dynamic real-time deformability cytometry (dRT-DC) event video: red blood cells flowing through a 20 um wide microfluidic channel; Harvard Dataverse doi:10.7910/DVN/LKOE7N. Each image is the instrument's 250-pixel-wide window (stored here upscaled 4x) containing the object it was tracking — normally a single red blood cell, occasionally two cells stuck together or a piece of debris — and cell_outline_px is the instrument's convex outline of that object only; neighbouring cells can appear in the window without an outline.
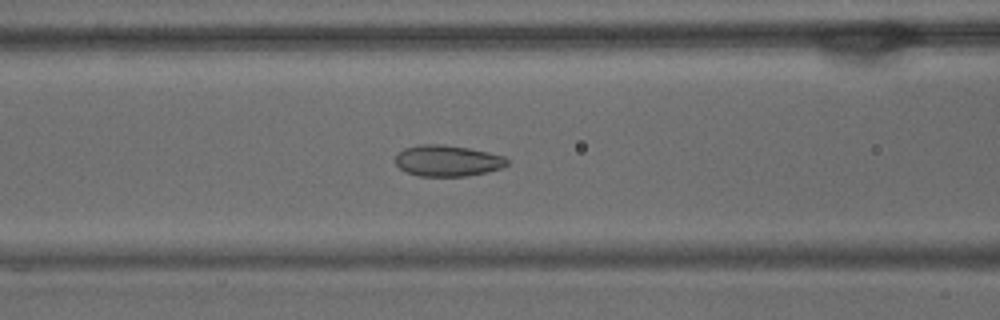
{"species": "common noctule bat (a hibernating species)", "species_latin": "Nyctalus noctula", "temperature_condition": "warm", "stored_images_in_passage": 57, "camera_frame_rate_fps": 3000, "um_per_image_px": 0.085, "animal": {"sex": "male", "body_mass_g": 15.6}, "frame": {"image": 1, "passage_image": 23, "time_ms": 7.333, "image_size_px": [1000, 320], "cell_outline_px": [[508, 164], [500, 168], [488, 172], [468, 176], [420, 176], [408, 172], [400, 168], [396, 164], [396, 156], [404, 148], [420, 144], [444, 144], [468, 148], [488, 152], [504, 156], [508, 160]], "centroid_in_image_um": [38.05, 13.66], "position_along_channel_um": 128.5, "area_um2": 20.23}}
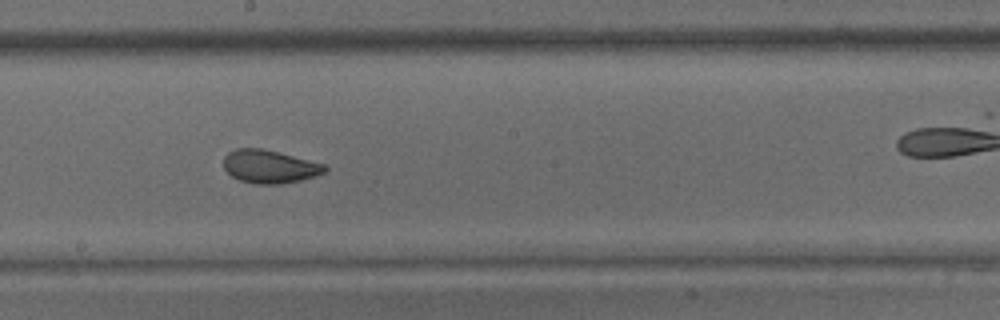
{"frame": {"image": 2, "passage_image": 31, "time_ms": 10.0, "image_size_px": [1000, 320], "cell_outline_px": [[328, 168], [324, 172], [316, 176], [300, 180], [280, 184], [256, 184], [240, 180], [232, 176], [224, 168], [224, 156], [228, 152], [236, 148], [264, 148], [324, 164]], "centroid_in_image_um": [22.9, 14.15], "position_along_channel_um": 225.3, "area_um2": 19.54}}
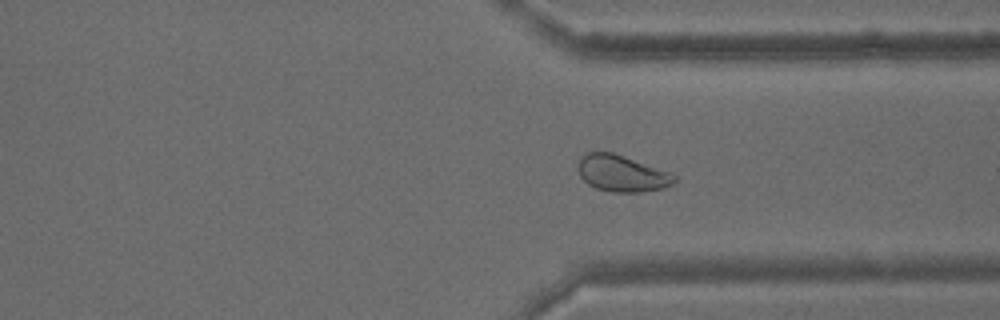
{"frame": {"image": 3, "passage_image": 42, "time_ms": 13.667, "image_size_px": [1000, 320], "cell_outline_px": [[676, 180], [672, 184], [664, 188], [640, 192], [612, 192], [596, 188], [588, 184], [580, 176], [580, 160], [584, 152], [612, 152], [672, 172], [676, 176]], "centroid_in_image_um": [52.9, 14.74], "position_along_channel_um": 358.5, "area_um2": 20.4}, "authors_computed_cell_mechanics": {"area_um2": 22.0796, "velocity_mm_per_s": 3.6316, "shape_relaxation_time_tau1_ms": 5.8224, "shape_relaxation_time_tau2_ms": 1.0919, "deformation_change_tau1": 0.133, "deformation_change_tau2": 0.0569}}